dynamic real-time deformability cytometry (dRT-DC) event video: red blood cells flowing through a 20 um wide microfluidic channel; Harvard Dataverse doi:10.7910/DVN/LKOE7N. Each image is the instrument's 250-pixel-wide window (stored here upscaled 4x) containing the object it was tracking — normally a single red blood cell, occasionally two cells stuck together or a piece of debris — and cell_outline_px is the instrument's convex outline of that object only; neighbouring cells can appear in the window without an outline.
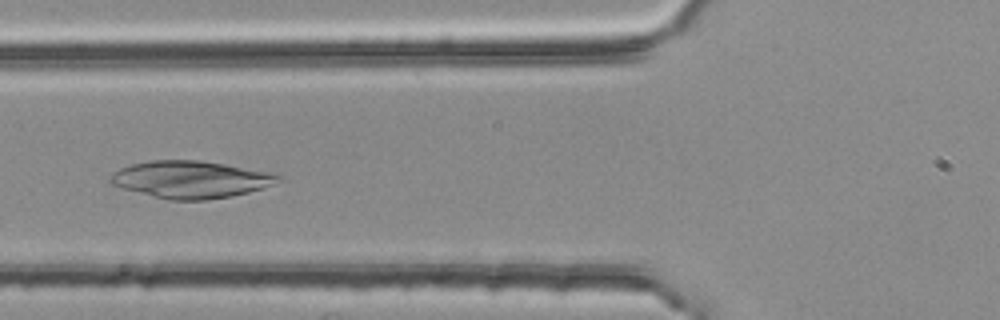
{"species": "common noctule bat (a hibernating species)", "species_latin": "Nyctalus noctula", "temperature_condition": "room temperature", "stored_images_in_passage": 6, "camera_frame_rate_fps": 3000, "um_per_image_px": 0.085, "animal": {"sex": "female", "body_mass_g": 25.1}, "frame": {"image": 1, "passage_image": 6, "time_ms": 1.667, "image_size_px": [1000, 320], "cell_outline_px": [[284, 176], [280, 180], [272, 184], [248, 192], [232, 196], [208, 200], [168, 200], [124, 188], [112, 184], [108, 180], [120, 168], [132, 164], [152, 160], [200, 160], [224, 164], [268, 172]], "centroid_in_image_um": [16.22, 15.25], "position_along_channel_um": 109.6, "area_um2": 35.89}}